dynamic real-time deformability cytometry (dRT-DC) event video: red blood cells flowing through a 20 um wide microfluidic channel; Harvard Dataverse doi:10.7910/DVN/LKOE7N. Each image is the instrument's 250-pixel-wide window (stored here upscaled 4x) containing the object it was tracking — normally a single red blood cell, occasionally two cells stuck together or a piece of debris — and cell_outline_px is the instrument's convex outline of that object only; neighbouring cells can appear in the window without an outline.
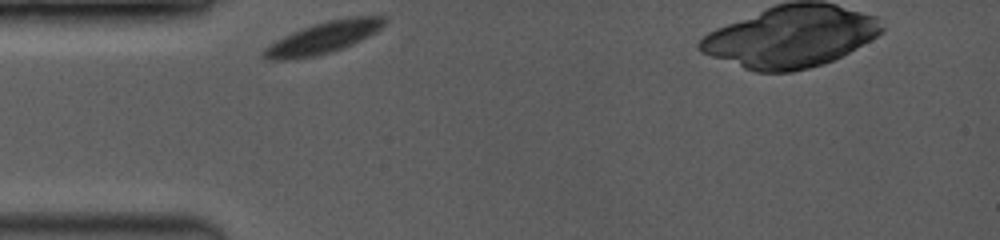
{"species": "common noctule bat (a hibernating species)", "species_latin": "Nyctalus noctula", "temperature_condition": "room temperature", "stored_images_in_passage": 48, "camera_frame_rate_fps": 3500, "um_per_image_px": 0.085, "animal": {"sex": "female", "body_mass_g": 19.0, "forearm_length_mm": 53.3}, "frame": {"image": 1, "passage_image": 1, "time_ms": 0.0, "image_size_px": [1000, 240], "cell_outline_px": [[388, 20], [376, 32], [344, 48], [316, 56], [288, 60], [264, 60], [260, 52], [264, 48], [276, 40], [292, 32], [312, 24], [328, 20], [352, 16], [384, 16]], "centroid_in_image_um": [27.44, 3.21], "position_along_channel_um": 57.6, "area_um2": 22.43}}
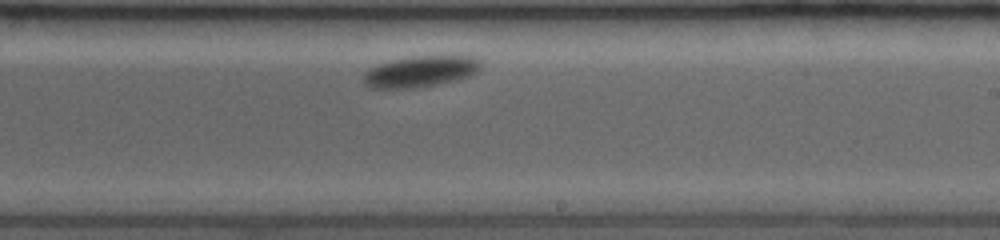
{"frame": {"image": 2, "passage_image": 27, "time_ms": 5.714, "image_size_px": [1000, 240], "cell_outline_px": [[480, 68], [476, 72], [468, 76], [456, 80], [416, 88], [372, 88], [364, 80], [364, 72], [376, 64], [392, 60], [412, 56], [476, 56], [480, 60]], "centroid_in_image_um": [35.75, 6.06], "position_along_channel_um": 253.3, "area_um2": 21.15}}
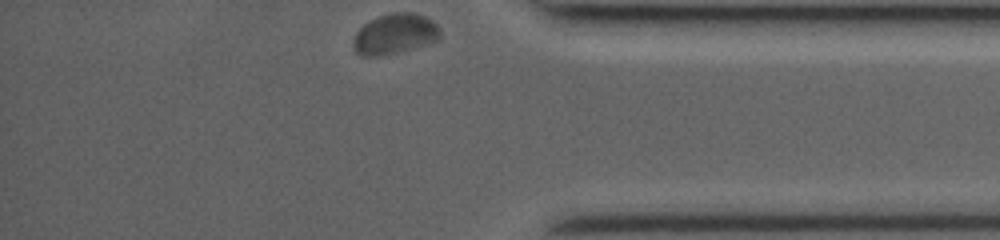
{"frame": {"image": 3, "passage_image": 47, "time_ms": 10.0, "image_size_px": [1000, 240], "cell_outline_px": [[440, 40], [396, 52], [380, 56], [364, 56], [356, 52], [352, 48], [352, 40], [356, 32], [364, 24], [380, 16], [396, 12], [412, 12], [424, 16], [432, 20], [440, 28]], "centroid_in_image_um": [33.55, 2.89], "position_along_channel_um": 401.6, "area_um2": 20.29}}